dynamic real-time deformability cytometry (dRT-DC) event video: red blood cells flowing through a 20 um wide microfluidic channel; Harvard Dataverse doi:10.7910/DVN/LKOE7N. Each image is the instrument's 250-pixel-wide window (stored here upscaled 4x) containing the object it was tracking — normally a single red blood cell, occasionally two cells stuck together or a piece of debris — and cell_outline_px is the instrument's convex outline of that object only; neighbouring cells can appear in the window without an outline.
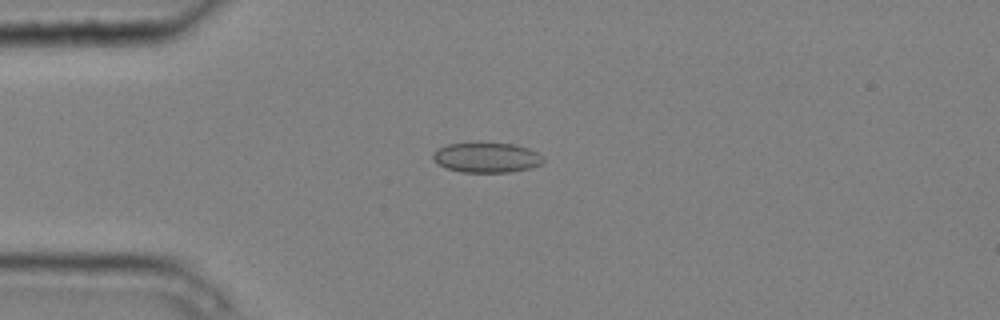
{"species": "common noctule bat (a hibernating species)", "species_latin": "Nyctalus noctula", "temperature_condition": "cold", "stored_images_in_passage": 5, "camera_frame_rate_fps": 3000, "um_per_image_px": 0.085, "animal": {"sex": "male", "body_mass_g": 20.4}, "frame": {"image": 1, "passage_image": 4, "time_ms": 1.0, "image_size_px": [1000, 320], "cell_outline_px": [[544, 160], [540, 164], [532, 168], [508, 172], [460, 172], [444, 168], [436, 164], [432, 160], [432, 152], [448, 144], [476, 140], [480, 140], [512, 144], [528, 148], [544, 156]], "centroid_in_image_um": [41.3, 13.35], "position_along_channel_um": 43.7, "area_um2": 20.17}}
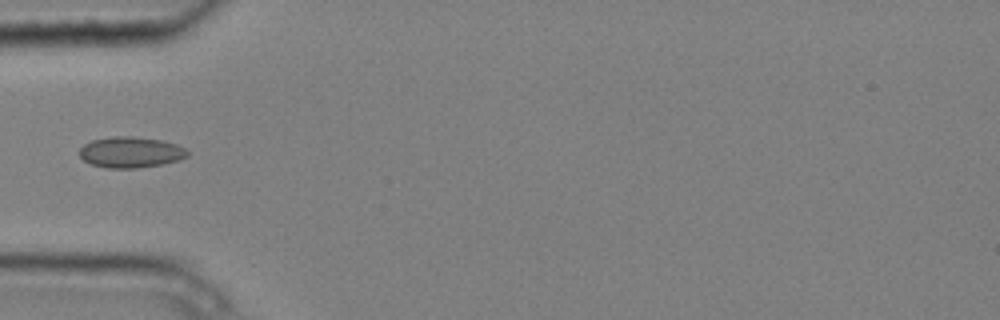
{"frame": {"image": 2, "passage_image": 5, "time_ms": 1.333, "image_size_px": [1000, 320], "cell_outline_px": [[188, 156], [180, 160], [160, 164], [136, 168], [108, 168], [92, 164], [84, 160], [80, 156], [80, 148], [84, 144], [92, 140], [112, 136], [132, 136], [160, 140], [176, 144], [184, 148], [188, 152]], "centroid_in_image_um": [11.1, 12.93], "position_along_channel_um": 73.9, "area_um2": 19.31}}